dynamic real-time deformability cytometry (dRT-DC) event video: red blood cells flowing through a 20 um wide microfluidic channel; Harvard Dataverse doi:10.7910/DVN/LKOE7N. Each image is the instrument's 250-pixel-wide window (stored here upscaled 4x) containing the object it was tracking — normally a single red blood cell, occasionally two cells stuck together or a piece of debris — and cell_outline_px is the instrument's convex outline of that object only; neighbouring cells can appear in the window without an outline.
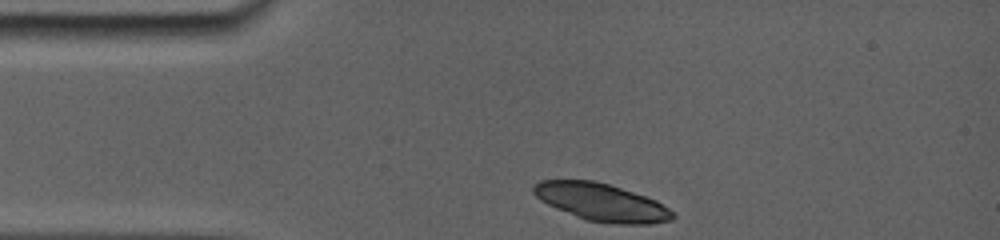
{"species": "common noctule bat (a hibernating species)", "species_latin": "Nyctalus noctula", "temperature_condition": "room temperature", "stored_images_in_passage": 3, "camera_frame_rate_fps": 5000, "um_per_image_px": 0.085, "animal": {"sex": "female", "body_mass_g": 19.0, "forearm_length_mm": 56.7}, "frame": {"image": 1, "passage_image": 1, "time_ms": 0.0, "image_size_px": [1000, 240], "cell_outline_px": [[676, 216], [672, 220], [652, 224], [616, 224], [584, 220], [556, 208], [540, 200], [532, 192], [532, 184], [540, 180], [592, 180], [608, 184], [656, 200], [668, 208]], "centroid_in_image_um": [51.09, 17.2], "position_along_channel_um": 33.9, "area_um2": 30.46}}